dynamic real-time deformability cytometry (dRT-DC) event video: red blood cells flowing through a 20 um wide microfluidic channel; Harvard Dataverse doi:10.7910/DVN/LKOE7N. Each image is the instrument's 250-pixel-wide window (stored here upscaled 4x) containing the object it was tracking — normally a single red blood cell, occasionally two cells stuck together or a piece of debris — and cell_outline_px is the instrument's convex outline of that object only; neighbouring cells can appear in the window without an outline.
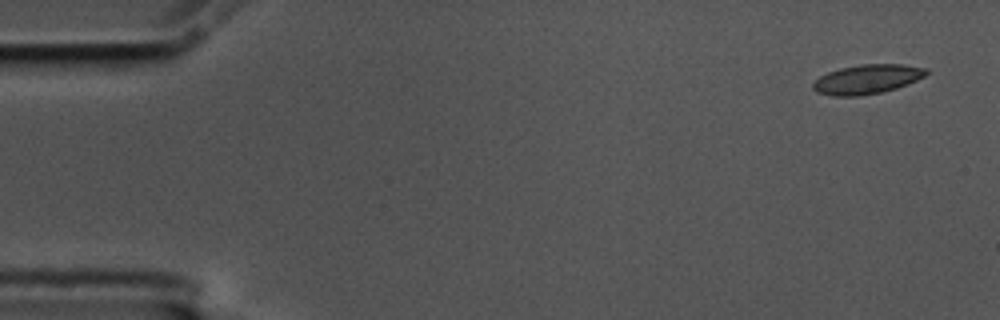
{"species": "common noctule bat (a hibernating species)", "species_latin": "Nyctalus noctula", "temperature_condition": "cold", "stored_images_in_passage": 4, "camera_frame_rate_fps": 3000, "um_per_image_px": 0.085, "animal": {"sex": "male", "body_mass_g": 17.5, "forearm_length_mm": 52.3}, "frame": {"image": 1, "passage_image": 1, "time_ms": 0.0, "image_size_px": [1000, 320], "cell_outline_px": [[928, 72], [924, 76], [908, 84], [896, 88], [880, 92], [860, 96], [832, 96], [816, 92], [812, 88], [812, 84], [820, 76], [828, 72], [840, 68], [860, 64], [904, 64], [928, 68]], "centroid_in_image_um": [73.7, 6.73], "position_along_channel_um": 11.3, "area_um2": 19.42}}
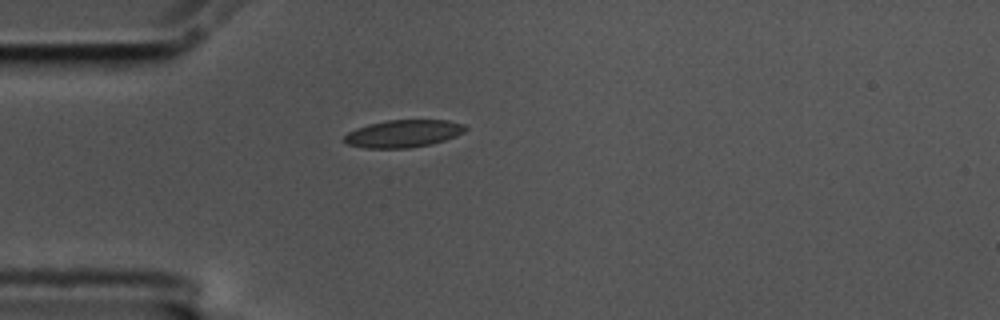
{"frame": {"image": 2, "passage_image": 4, "time_ms": 1.0, "image_size_px": [1000, 320], "cell_outline_px": [[468, 128], [464, 132], [456, 136], [432, 144], [408, 148], [364, 148], [348, 144], [344, 140], [344, 136], [348, 132], [356, 128], [368, 124], [388, 120], [448, 120], [464, 124]], "centroid_in_image_um": [34.3, 11.35], "position_along_channel_um": 50.7, "area_um2": 19.42}}